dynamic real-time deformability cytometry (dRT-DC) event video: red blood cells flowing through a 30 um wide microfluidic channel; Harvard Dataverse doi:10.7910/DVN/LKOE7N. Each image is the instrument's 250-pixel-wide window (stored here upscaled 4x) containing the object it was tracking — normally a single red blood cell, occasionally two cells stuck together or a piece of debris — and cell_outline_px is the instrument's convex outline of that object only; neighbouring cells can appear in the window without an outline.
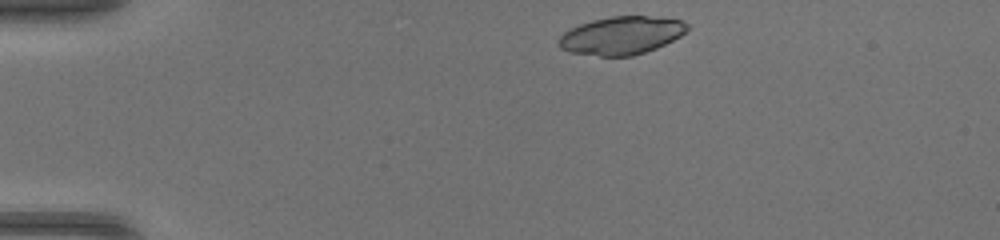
{"species": "common noctule bat (a hibernating species)", "species_latin": "Nyctalus noctula", "temperature_condition": "warm", "stored_images_in_passage": 40, "camera_frame_rate_fps": 3000, "um_per_image_px": 0.085, "animal": {"sex": "female", "body_mass_g": 17.0, "forearm_length_mm": 48.0}, "frame": {"image": 1, "passage_image": 1, "time_ms": 0.0, "image_size_px": [1000, 240], "cell_outline_px": [[688, 28], [680, 36], [656, 48], [632, 56], [600, 56], [568, 52], [560, 48], [556, 40], [564, 32], [580, 24], [592, 20], [612, 16], [660, 16], [680, 20], [688, 24]], "centroid_in_image_um": [52.79, 3.01], "position_along_channel_um": 32.2, "area_um2": 28.5}}
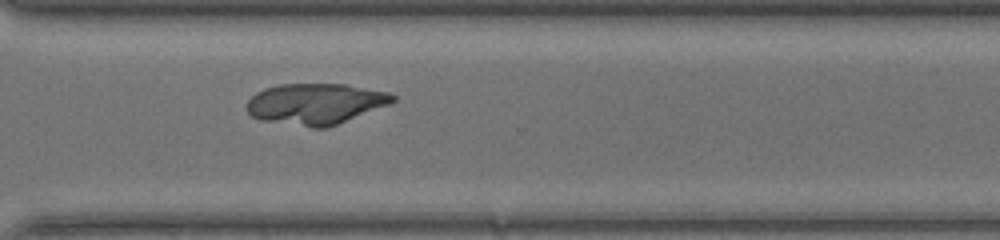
{"frame": {"image": 2, "passage_image": 28, "time_ms": 9.0, "image_size_px": [1000, 240], "cell_outline_px": [[396, 100], [388, 104], [328, 128], [312, 128], [260, 120], [252, 116], [248, 112], [248, 100], [256, 92], [264, 88], [280, 84], [344, 84], [388, 92], [396, 96]], "centroid_in_image_um": [26.8, 8.83], "position_along_channel_um": 343.8, "area_um2": 34.74}}
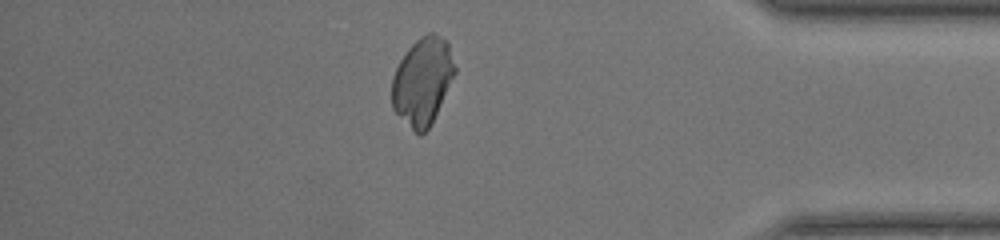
{"frame": {"image": 3, "passage_image": 34, "time_ms": 11.0, "image_size_px": [1000, 240], "cell_outline_px": [[456, 72], [428, 128], [420, 136], [392, 108], [392, 76], [400, 60], [408, 48], [420, 36], [428, 32], [432, 32], [448, 40], [456, 68]], "centroid_in_image_um": [35.92, 6.84], "position_along_channel_um": 399.3, "area_um2": 31.67}}